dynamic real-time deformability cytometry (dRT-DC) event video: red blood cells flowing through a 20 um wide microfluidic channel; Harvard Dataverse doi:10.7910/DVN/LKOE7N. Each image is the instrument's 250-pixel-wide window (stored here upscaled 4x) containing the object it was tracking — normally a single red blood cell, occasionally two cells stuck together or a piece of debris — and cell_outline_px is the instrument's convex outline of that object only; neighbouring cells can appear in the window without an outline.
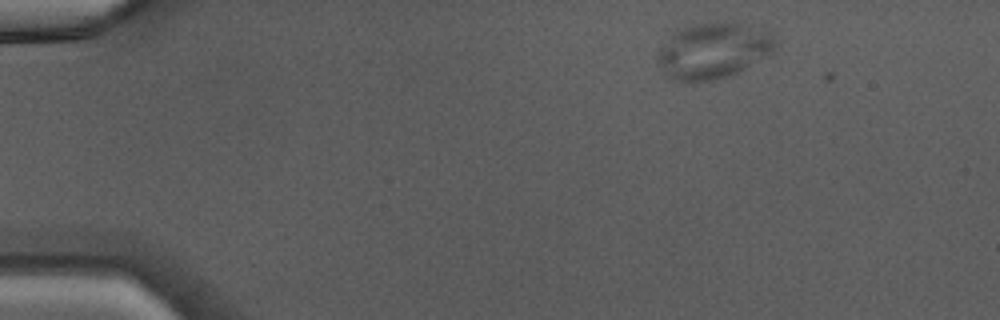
{"species": "Egyptian fruit bat (a non-hibernating species)", "species_latin": "Rousettus aegyptiacus", "temperature_condition": "warm", "stored_images_in_passage": 21, "camera_frame_rate_fps": 3000, "um_per_image_px": 0.085, "animal": {"sex": "male"}, "frame": {"image": 1, "passage_image": 1, "time_ms": 0.0, "image_size_px": [1000, 320], "cell_outline_px": [[780, 44], [768, 56], [736, 72], [712, 80], [672, 80], [664, 76], [656, 64], [656, 56], [660, 48], [672, 32], [696, 24], [732, 20], [768, 32]], "centroid_in_image_um": [60.6, 4.29], "position_along_channel_um": 24.4, "area_um2": 38.38}}
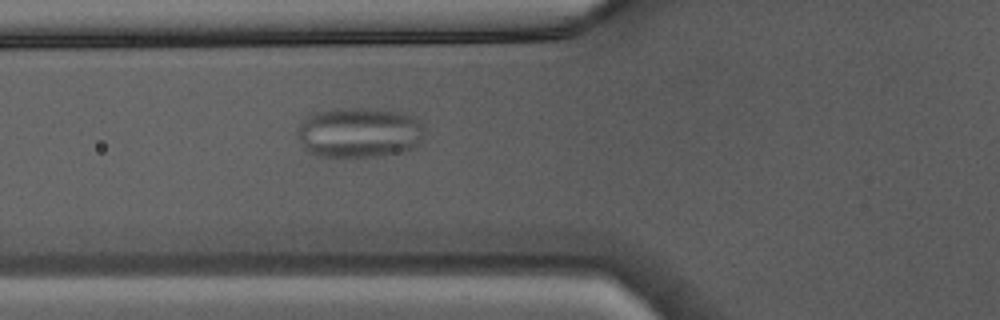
{"frame": {"image": 2, "passage_image": 12, "time_ms": 3.667, "image_size_px": [1000, 320], "cell_outline_px": [[424, 136], [420, 144], [412, 148], [396, 152], [372, 156], [316, 156], [308, 152], [304, 148], [296, 132], [300, 124], [312, 112], [332, 108], [364, 108], [400, 112], [416, 116], [424, 124]], "centroid_in_image_um": [30.54, 11.24], "position_along_channel_um": 95.3, "area_um2": 37.45}}